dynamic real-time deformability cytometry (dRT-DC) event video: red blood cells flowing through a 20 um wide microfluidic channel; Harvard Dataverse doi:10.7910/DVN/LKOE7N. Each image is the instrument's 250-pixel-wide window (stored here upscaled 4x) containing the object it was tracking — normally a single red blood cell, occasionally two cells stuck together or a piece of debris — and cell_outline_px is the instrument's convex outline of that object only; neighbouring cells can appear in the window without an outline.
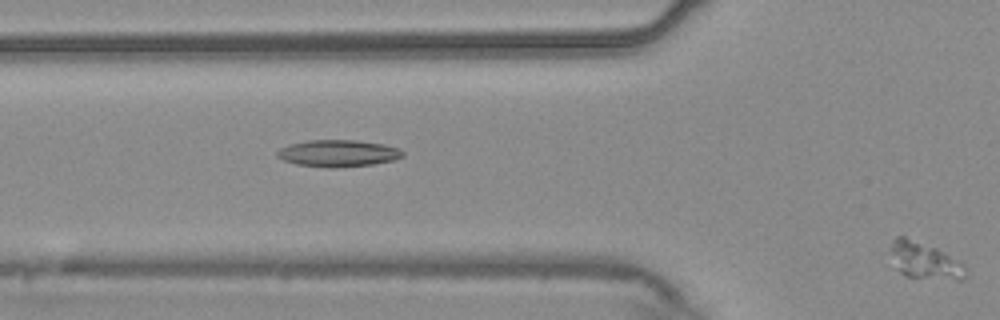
{"species": "common noctule bat (a hibernating species)", "species_latin": "Nyctalus noctula", "temperature_condition": "warm", "stored_images_in_passage": 20, "segment_of_instrument_passage": [2, 2], "camera_frame_rate_fps": 3000, "um_per_image_px": 0.085, "animal": {"sex": "male", "body_mass_g": 20.4}, "frame": {"image": 1, "passage_image": 20, "time_ms": 6.333, "image_size_px": [1000, 320], "cell_outline_px": [[968, 276], [964, 280], [956, 280], [904, 276], [900, 272], [892, 252], [892, 240], [896, 236], [904, 236], [936, 248], [964, 264]], "centroid_in_image_um": [78.67, 22.17], "position_along_channel_um": 47.1, "area_um2": 15.66}}